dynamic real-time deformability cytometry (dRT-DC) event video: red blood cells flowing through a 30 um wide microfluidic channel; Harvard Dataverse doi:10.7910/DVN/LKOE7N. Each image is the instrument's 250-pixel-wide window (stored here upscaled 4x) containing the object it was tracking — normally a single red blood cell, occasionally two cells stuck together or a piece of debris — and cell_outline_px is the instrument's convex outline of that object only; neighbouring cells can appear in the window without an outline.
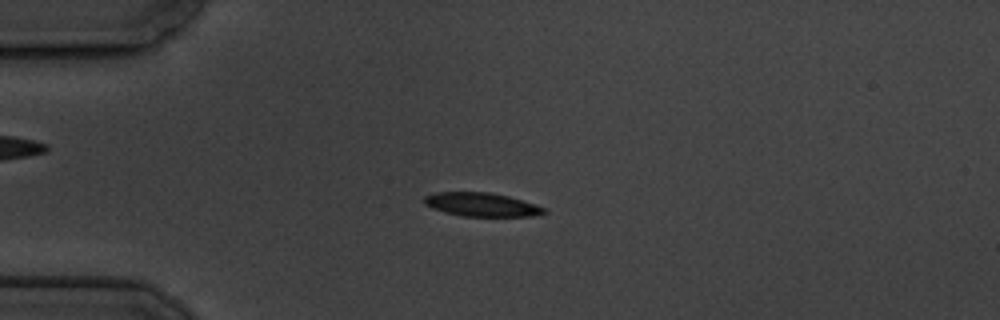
{"species": "common noctule bat (a hibernating species)", "species_latin": "Nyctalus noctula", "temperature_condition": "cold", "stored_images_in_passage": 4, "camera_frame_rate_fps": 3000, "um_per_image_px": 0.085, "animal": {"sex": "male", "body_mass_g": 19.5, "forearm_length_mm": 54.6}, "frame": {"image": 1, "passage_image": 4, "time_ms": 3.333, "image_size_px": [1000, 320], "cell_outline_px": [[548, 212], [532, 216], [464, 216], [444, 212], [432, 208], [424, 204], [424, 196], [436, 192], [488, 192], [508, 196], [536, 204], [544, 208]], "centroid_in_image_um": [40.92, 17.38], "position_along_channel_um": 44.1, "area_um2": 16.47}}